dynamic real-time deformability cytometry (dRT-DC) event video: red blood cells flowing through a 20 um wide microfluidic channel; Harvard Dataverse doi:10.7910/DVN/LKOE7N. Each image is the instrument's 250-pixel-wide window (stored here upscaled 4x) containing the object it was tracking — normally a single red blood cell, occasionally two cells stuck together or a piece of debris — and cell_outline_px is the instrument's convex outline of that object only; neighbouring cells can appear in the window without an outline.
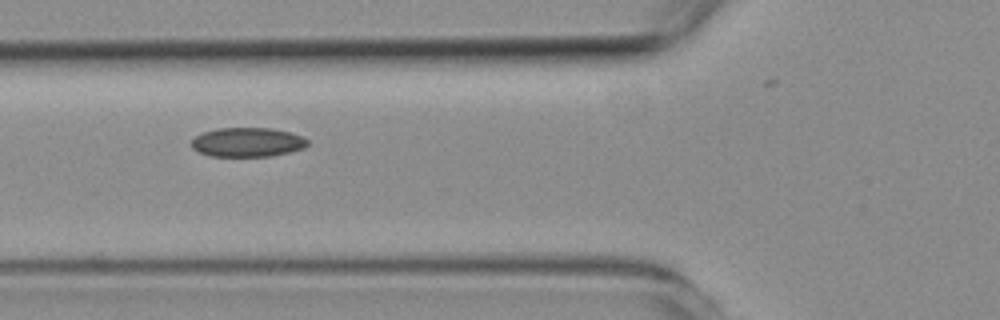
{"species": "common noctule bat (a hibernating species)", "species_latin": "Nyctalus noctula", "temperature_condition": "room temperature", "stored_images_in_passage": 4, "camera_frame_rate_fps": 3000, "um_per_image_px": 0.085, "animal": {"sex": "female", "body_mass_g": 19.3, "forearm_length_mm": 54.1}, "frame": {"image": 1, "passage_image": 4, "time_ms": 3.333, "image_size_px": [1000, 320], "cell_outline_px": [[308, 144], [304, 148], [272, 156], [212, 156], [200, 152], [192, 148], [192, 140], [196, 136], [204, 132], [220, 128], [272, 128], [288, 132], [300, 136], [308, 140]], "centroid_in_image_um": [21.04, 12.09], "position_along_channel_um": 104.8, "area_um2": 19.54}}